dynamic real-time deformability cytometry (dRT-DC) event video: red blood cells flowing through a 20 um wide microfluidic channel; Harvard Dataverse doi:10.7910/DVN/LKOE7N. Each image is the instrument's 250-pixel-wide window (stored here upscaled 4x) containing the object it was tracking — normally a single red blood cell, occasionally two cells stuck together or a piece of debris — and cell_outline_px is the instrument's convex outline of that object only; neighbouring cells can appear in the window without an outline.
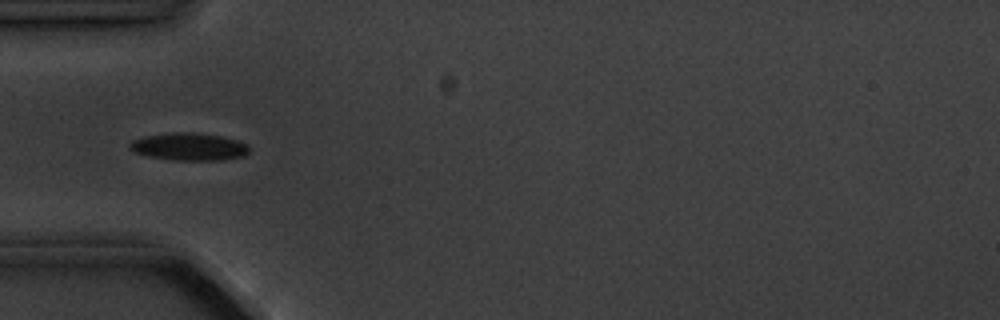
{"species": "common noctule bat (a hibernating species)", "species_latin": "Nyctalus noctula", "temperature_condition": "cold", "stored_images_in_passage": 15, "camera_frame_rate_fps": 3000, "um_per_image_px": 0.085, "animal": {"sex": "male", "body_mass_g": 20.1, "forearm_length_mm": 53.5}, "frame": {"image": 1, "passage_image": 5, "time_ms": 5.333, "image_size_px": [1000, 320], "cell_outline_px": [[248, 152], [244, 156], [224, 160], [172, 160], [148, 156], [132, 152], [128, 148], [128, 144], [132, 140], [144, 136], [172, 132], [192, 132], [220, 136], [236, 140], [248, 144]], "centroid_in_image_um": [16.02, 12.47], "position_along_channel_um": 69.0, "area_um2": 19.31}}
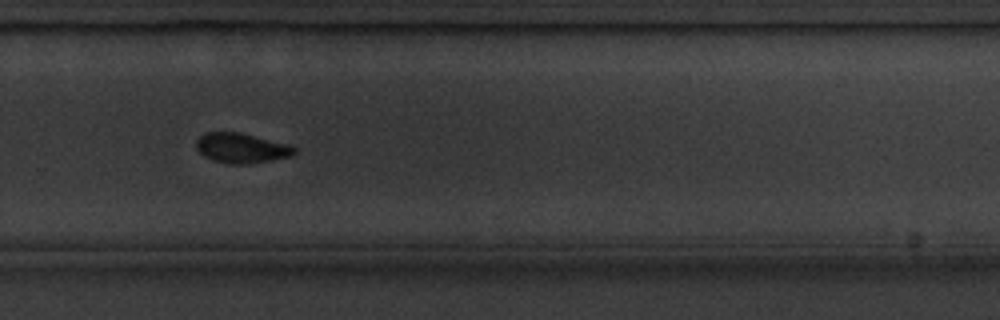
{"frame": {"image": 2, "passage_image": 11, "time_ms": 12.0, "image_size_px": [1000, 320], "cell_outline_px": [[296, 152], [292, 156], [272, 160], [248, 164], [228, 164], [212, 160], [204, 156], [196, 148], [196, 140], [204, 132], [240, 132], [288, 144], [296, 148]], "centroid_in_image_um": [20.51, 12.59], "position_along_channel_um": 309.3, "area_um2": 17.22}}
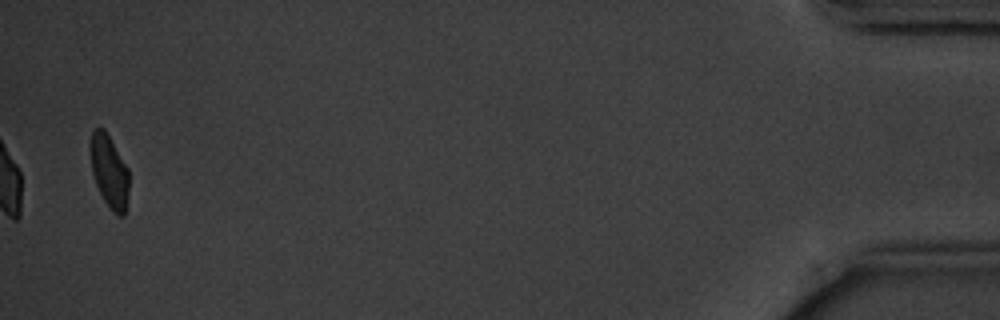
{"frame": {"image": 3, "passage_image": 15, "time_ms": 17.667, "image_size_px": [1000, 320], "cell_outline_px": [[128, 192], [124, 216], [116, 216], [112, 212], [104, 200], [96, 184], [92, 172], [92, 128], [104, 128], [128, 168]], "centroid_in_image_um": [9.31, 14.61], "position_along_channel_um": 425.9, "area_um2": 15.95}, "authors_computed_cell_mechanics": {"area_um2": 18.7272, "velocity_mm_per_s": 3.6079, "shape_relaxation_time_tau1_ms": 2.0328, "shape_relaxation_time_tau2_ms": null, "deformation_change_tau1": 0.0668, "deformation_change_tau2": null}}